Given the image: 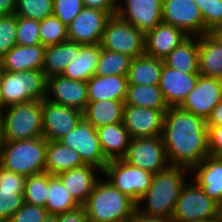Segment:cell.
Instances as JSON below:
<instances>
[{"mask_svg": "<svg viewBox=\"0 0 222 222\" xmlns=\"http://www.w3.org/2000/svg\"><path fill=\"white\" fill-rule=\"evenodd\" d=\"M162 139L171 166L191 170L209 155L206 120L179 107L165 112Z\"/></svg>", "mask_w": 222, "mask_h": 222, "instance_id": "6da1fadb", "label": "cell"}, {"mask_svg": "<svg viewBox=\"0 0 222 222\" xmlns=\"http://www.w3.org/2000/svg\"><path fill=\"white\" fill-rule=\"evenodd\" d=\"M189 171L169 165L154 174L148 191L137 202V212L148 217L171 218Z\"/></svg>", "mask_w": 222, "mask_h": 222, "instance_id": "7a4b0ae2", "label": "cell"}, {"mask_svg": "<svg viewBox=\"0 0 222 222\" xmlns=\"http://www.w3.org/2000/svg\"><path fill=\"white\" fill-rule=\"evenodd\" d=\"M82 207L89 222H130L137 211L133 199L101 178Z\"/></svg>", "mask_w": 222, "mask_h": 222, "instance_id": "3957f363", "label": "cell"}, {"mask_svg": "<svg viewBox=\"0 0 222 222\" xmlns=\"http://www.w3.org/2000/svg\"><path fill=\"white\" fill-rule=\"evenodd\" d=\"M47 139L43 136L20 141H4L0 166L25 177L45 172Z\"/></svg>", "mask_w": 222, "mask_h": 222, "instance_id": "277c9868", "label": "cell"}, {"mask_svg": "<svg viewBox=\"0 0 222 222\" xmlns=\"http://www.w3.org/2000/svg\"><path fill=\"white\" fill-rule=\"evenodd\" d=\"M43 100L8 106L1 115L4 141H20L43 136Z\"/></svg>", "mask_w": 222, "mask_h": 222, "instance_id": "5b68a950", "label": "cell"}, {"mask_svg": "<svg viewBox=\"0 0 222 222\" xmlns=\"http://www.w3.org/2000/svg\"><path fill=\"white\" fill-rule=\"evenodd\" d=\"M0 88L7 107L43 100L47 95V77L42 70L19 72L0 70Z\"/></svg>", "mask_w": 222, "mask_h": 222, "instance_id": "8992f818", "label": "cell"}, {"mask_svg": "<svg viewBox=\"0 0 222 222\" xmlns=\"http://www.w3.org/2000/svg\"><path fill=\"white\" fill-rule=\"evenodd\" d=\"M221 217V206L194 181H188L181 189L171 218L174 222H203Z\"/></svg>", "mask_w": 222, "mask_h": 222, "instance_id": "52a82bcc", "label": "cell"}, {"mask_svg": "<svg viewBox=\"0 0 222 222\" xmlns=\"http://www.w3.org/2000/svg\"><path fill=\"white\" fill-rule=\"evenodd\" d=\"M101 174L113 187L136 203L148 191L154 175L130 165L123 159L108 161Z\"/></svg>", "mask_w": 222, "mask_h": 222, "instance_id": "ba28073f", "label": "cell"}, {"mask_svg": "<svg viewBox=\"0 0 222 222\" xmlns=\"http://www.w3.org/2000/svg\"><path fill=\"white\" fill-rule=\"evenodd\" d=\"M101 48L128 55L145 54V34L118 15L111 16L103 33Z\"/></svg>", "mask_w": 222, "mask_h": 222, "instance_id": "9c48e42d", "label": "cell"}, {"mask_svg": "<svg viewBox=\"0 0 222 222\" xmlns=\"http://www.w3.org/2000/svg\"><path fill=\"white\" fill-rule=\"evenodd\" d=\"M122 159L153 174L169 166L162 136L131 138L126 155Z\"/></svg>", "mask_w": 222, "mask_h": 222, "instance_id": "30bf717a", "label": "cell"}, {"mask_svg": "<svg viewBox=\"0 0 222 222\" xmlns=\"http://www.w3.org/2000/svg\"><path fill=\"white\" fill-rule=\"evenodd\" d=\"M59 142L79 153L84 164L95 166L101 172L108 163V160L103 155L96 129L84 117Z\"/></svg>", "mask_w": 222, "mask_h": 222, "instance_id": "8fae6325", "label": "cell"}, {"mask_svg": "<svg viewBox=\"0 0 222 222\" xmlns=\"http://www.w3.org/2000/svg\"><path fill=\"white\" fill-rule=\"evenodd\" d=\"M162 22L181 29L188 36L205 34L204 20L194 0H162Z\"/></svg>", "mask_w": 222, "mask_h": 222, "instance_id": "7c38bea8", "label": "cell"}, {"mask_svg": "<svg viewBox=\"0 0 222 222\" xmlns=\"http://www.w3.org/2000/svg\"><path fill=\"white\" fill-rule=\"evenodd\" d=\"M222 100V80L199 75L195 87L178 106L207 120Z\"/></svg>", "mask_w": 222, "mask_h": 222, "instance_id": "4fadbf2b", "label": "cell"}, {"mask_svg": "<svg viewBox=\"0 0 222 222\" xmlns=\"http://www.w3.org/2000/svg\"><path fill=\"white\" fill-rule=\"evenodd\" d=\"M83 118V112L75 108L43 99V137L48 141H59L69 134Z\"/></svg>", "mask_w": 222, "mask_h": 222, "instance_id": "5bb4252c", "label": "cell"}, {"mask_svg": "<svg viewBox=\"0 0 222 222\" xmlns=\"http://www.w3.org/2000/svg\"><path fill=\"white\" fill-rule=\"evenodd\" d=\"M167 110L124 105V127L131 138L162 136L164 116Z\"/></svg>", "mask_w": 222, "mask_h": 222, "instance_id": "9a60e30c", "label": "cell"}, {"mask_svg": "<svg viewBox=\"0 0 222 222\" xmlns=\"http://www.w3.org/2000/svg\"><path fill=\"white\" fill-rule=\"evenodd\" d=\"M116 15L146 34L162 22V0H117Z\"/></svg>", "mask_w": 222, "mask_h": 222, "instance_id": "2e32d148", "label": "cell"}, {"mask_svg": "<svg viewBox=\"0 0 222 222\" xmlns=\"http://www.w3.org/2000/svg\"><path fill=\"white\" fill-rule=\"evenodd\" d=\"M110 17L102 10L84 7L67 25L68 39L79 44H100Z\"/></svg>", "mask_w": 222, "mask_h": 222, "instance_id": "e0dca14e", "label": "cell"}, {"mask_svg": "<svg viewBox=\"0 0 222 222\" xmlns=\"http://www.w3.org/2000/svg\"><path fill=\"white\" fill-rule=\"evenodd\" d=\"M46 99L84 112L88 104L87 84L62 75H52L47 78Z\"/></svg>", "mask_w": 222, "mask_h": 222, "instance_id": "ac0fdd59", "label": "cell"}, {"mask_svg": "<svg viewBox=\"0 0 222 222\" xmlns=\"http://www.w3.org/2000/svg\"><path fill=\"white\" fill-rule=\"evenodd\" d=\"M199 75V73H184L163 63L159 88L169 107H178L183 102L195 87Z\"/></svg>", "mask_w": 222, "mask_h": 222, "instance_id": "d6986e66", "label": "cell"}, {"mask_svg": "<svg viewBox=\"0 0 222 222\" xmlns=\"http://www.w3.org/2000/svg\"><path fill=\"white\" fill-rule=\"evenodd\" d=\"M190 175L209 198L222 206V156L207 155Z\"/></svg>", "mask_w": 222, "mask_h": 222, "instance_id": "ffe728a7", "label": "cell"}, {"mask_svg": "<svg viewBox=\"0 0 222 222\" xmlns=\"http://www.w3.org/2000/svg\"><path fill=\"white\" fill-rule=\"evenodd\" d=\"M25 179L0 166V222H8L24 203Z\"/></svg>", "mask_w": 222, "mask_h": 222, "instance_id": "44dd1931", "label": "cell"}, {"mask_svg": "<svg viewBox=\"0 0 222 222\" xmlns=\"http://www.w3.org/2000/svg\"><path fill=\"white\" fill-rule=\"evenodd\" d=\"M99 171L101 170L95 166L84 164L61 172L56 176L61 180L74 200L82 207L93 191L95 183L101 178L97 177L101 173Z\"/></svg>", "mask_w": 222, "mask_h": 222, "instance_id": "7402d4cb", "label": "cell"}, {"mask_svg": "<svg viewBox=\"0 0 222 222\" xmlns=\"http://www.w3.org/2000/svg\"><path fill=\"white\" fill-rule=\"evenodd\" d=\"M187 37L181 29L161 22L145 34V54L163 60Z\"/></svg>", "mask_w": 222, "mask_h": 222, "instance_id": "603a6c76", "label": "cell"}, {"mask_svg": "<svg viewBox=\"0 0 222 222\" xmlns=\"http://www.w3.org/2000/svg\"><path fill=\"white\" fill-rule=\"evenodd\" d=\"M45 46L15 45L0 59V70L19 72L42 70Z\"/></svg>", "mask_w": 222, "mask_h": 222, "instance_id": "cb8c5ba5", "label": "cell"}, {"mask_svg": "<svg viewBox=\"0 0 222 222\" xmlns=\"http://www.w3.org/2000/svg\"><path fill=\"white\" fill-rule=\"evenodd\" d=\"M104 157L110 161L122 159L130 145L131 136L123 122L96 128Z\"/></svg>", "mask_w": 222, "mask_h": 222, "instance_id": "d4e9b609", "label": "cell"}, {"mask_svg": "<svg viewBox=\"0 0 222 222\" xmlns=\"http://www.w3.org/2000/svg\"><path fill=\"white\" fill-rule=\"evenodd\" d=\"M88 101L125 100L128 81L126 76L94 75L87 82Z\"/></svg>", "mask_w": 222, "mask_h": 222, "instance_id": "484cf974", "label": "cell"}, {"mask_svg": "<svg viewBox=\"0 0 222 222\" xmlns=\"http://www.w3.org/2000/svg\"><path fill=\"white\" fill-rule=\"evenodd\" d=\"M84 44L67 40L53 46L45 47L42 71L48 78L52 75H61L64 69L80 54Z\"/></svg>", "mask_w": 222, "mask_h": 222, "instance_id": "4316f807", "label": "cell"}, {"mask_svg": "<svg viewBox=\"0 0 222 222\" xmlns=\"http://www.w3.org/2000/svg\"><path fill=\"white\" fill-rule=\"evenodd\" d=\"M198 50L199 37L188 36L163 59V63L184 73H199Z\"/></svg>", "mask_w": 222, "mask_h": 222, "instance_id": "83f0119b", "label": "cell"}, {"mask_svg": "<svg viewBox=\"0 0 222 222\" xmlns=\"http://www.w3.org/2000/svg\"><path fill=\"white\" fill-rule=\"evenodd\" d=\"M198 70L202 76L222 80V46L208 33L199 36Z\"/></svg>", "mask_w": 222, "mask_h": 222, "instance_id": "f1b7e54d", "label": "cell"}, {"mask_svg": "<svg viewBox=\"0 0 222 222\" xmlns=\"http://www.w3.org/2000/svg\"><path fill=\"white\" fill-rule=\"evenodd\" d=\"M125 100L88 101L83 117L99 128L108 124L123 122Z\"/></svg>", "mask_w": 222, "mask_h": 222, "instance_id": "f546056e", "label": "cell"}, {"mask_svg": "<svg viewBox=\"0 0 222 222\" xmlns=\"http://www.w3.org/2000/svg\"><path fill=\"white\" fill-rule=\"evenodd\" d=\"M100 50V44H84L80 48L79 56L64 69L61 75L69 79L87 82L95 75Z\"/></svg>", "mask_w": 222, "mask_h": 222, "instance_id": "4dcf8cb0", "label": "cell"}, {"mask_svg": "<svg viewBox=\"0 0 222 222\" xmlns=\"http://www.w3.org/2000/svg\"><path fill=\"white\" fill-rule=\"evenodd\" d=\"M163 60L147 54L137 56L131 60L126 78L132 85H159Z\"/></svg>", "mask_w": 222, "mask_h": 222, "instance_id": "1f68e13d", "label": "cell"}, {"mask_svg": "<svg viewBox=\"0 0 222 222\" xmlns=\"http://www.w3.org/2000/svg\"><path fill=\"white\" fill-rule=\"evenodd\" d=\"M82 165L84 163L75 150L62 145L59 141L47 140L45 172L57 175Z\"/></svg>", "mask_w": 222, "mask_h": 222, "instance_id": "d6a6232c", "label": "cell"}, {"mask_svg": "<svg viewBox=\"0 0 222 222\" xmlns=\"http://www.w3.org/2000/svg\"><path fill=\"white\" fill-rule=\"evenodd\" d=\"M47 196L46 209L48 215L57 216L73 212L81 207L66 190L61 180L56 175L49 173Z\"/></svg>", "mask_w": 222, "mask_h": 222, "instance_id": "836d02e7", "label": "cell"}, {"mask_svg": "<svg viewBox=\"0 0 222 222\" xmlns=\"http://www.w3.org/2000/svg\"><path fill=\"white\" fill-rule=\"evenodd\" d=\"M125 105L169 109L159 85L128 84Z\"/></svg>", "mask_w": 222, "mask_h": 222, "instance_id": "e575fe53", "label": "cell"}, {"mask_svg": "<svg viewBox=\"0 0 222 222\" xmlns=\"http://www.w3.org/2000/svg\"><path fill=\"white\" fill-rule=\"evenodd\" d=\"M131 60L128 55L101 48L95 75L126 76Z\"/></svg>", "mask_w": 222, "mask_h": 222, "instance_id": "d590c367", "label": "cell"}, {"mask_svg": "<svg viewBox=\"0 0 222 222\" xmlns=\"http://www.w3.org/2000/svg\"><path fill=\"white\" fill-rule=\"evenodd\" d=\"M48 192V173L42 172L26 177L24 185V202L46 208Z\"/></svg>", "mask_w": 222, "mask_h": 222, "instance_id": "8d00e7d4", "label": "cell"}, {"mask_svg": "<svg viewBox=\"0 0 222 222\" xmlns=\"http://www.w3.org/2000/svg\"><path fill=\"white\" fill-rule=\"evenodd\" d=\"M39 26L40 41L45 47L69 40L67 26L54 15L39 21Z\"/></svg>", "mask_w": 222, "mask_h": 222, "instance_id": "74e56055", "label": "cell"}, {"mask_svg": "<svg viewBox=\"0 0 222 222\" xmlns=\"http://www.w3.org/2000/svg\"><path fill=\"white\" fill-rule=\"evenodd\" d=\"M14 14L17 17L42 21L53 15V0H16Z\"/></svg>", "mask_w": 222, "mask_h": 222, "instance_id": "f35d334b", "label": "cell"}, {"mask_svg": "<svg viewBox=\"0 0 222 222\" xmlns=\"http://www.w3.org/2000/svg\"><path fill=\"white\" fill-rule=\"evenodd\" d=\"M17 37V16H0V59L15 45Z\"/></svg>", "mask_w": 222, "mask_h": 222, "instance_id": "ab89813d", "label": "cell"}, {"mask_svg": "<svg viewBox=\"0 0 222 222\" xmlns=\"http://www.w3.org/2000/svg\"><path fill=\"white\" fill-rule=\"evenodd\" d=\"M39 21L17 17V45L35 46L41 44Z\"/></svg>", "mask_w": 222, "mask_h": 222, "instance_id": "60d3db41", "label": "cell"}, {"mask_svg": "<svg viewBox=\"0 0 222 222\" xmlns=\"http://www.w3.org/2000/svg\"><path fill=\"white\" fill-rule=\"evenodd\" d=\"M204 20L205 34L222 25V0H194Z\"/></svg>", "mask_w": 222, "mask_h": 222, "instance_id": "b9f144b4", "label": "cell"}, {"mask_svg": "<svg viewBox=\"0 0 222 222\" xmlns=\"http://www.w3.org/2000/svg\"><path fill=\"white\" fill-rule=\"evenodd\" d=\"M82 0H53V15L66 26L83 10Z\"/></svg>", "mask_w": 222, "mask_h": 222, "instance_id": "7bdbcfd3", "label": "cell"}, {"mask_svg": "<svg viewBox=\"0 0 222 222\" xmlns=\"http://www.w3.org/2000/svg\"><path fill=\"white\" fill-rule=\"evenodd\" d=\"M47 216L46 208L24 202L8 222H43Z\"/></svg>", "mask_w": 222, "mask_h": 222, "instance_id": "ee69618b", "label": "cell"}, {"mask_svg": "<svg viewBox=\"0 0 222 222\" xmlns=\"http://www.w3.org/2000/svg\"><path fill=\"white\" fill-rule=\"evenodd\" d=\"M209 155L222 156V125H207Z\"/></svg>", "mask_w": 222, "mask_h": 222, "instance_id": "f6af8a7d", "label": "cell"}, {"mask_svg": "<svg viewBox=\"0 0 222 222\" xmlns=\"http://www.w3.org/2000/svg\"><path fill=\"white\" fill-rule=\"evenodd\" d=\"M86 8L99 9L107 12L110 16L116 15L117 0H82Z\"/></svg>", "mask_w": 222, "mask_h": 222, "instance_id": "bcb514c9", "label": "cell"}, {"mask_svg": "<svg viewBox=\"0 0 222 222\" xmlns=\"http://www.w3.org/2000/svg\"><path fill=\"white\" fill-rule=\"evenodd\" d=\"M58 222H89L86 211L83 207L79 209L58 215Z\"/></svg>", "mask_w": 222, "mask_h": 222, "instance_id": "7dc6e473", "label": "cell"}, {"mask_svg": "<svg viewBox=\"0 0 222 222\" xmlns=\"http://www.w3.org/2000/svg\"><path fill=\"white\" fill-rule=\"evenodd\" d=\"M206 123L207 125H222V100L214 107Z\"/></svg>", "mask_w": 222, "mask_h": 222, "instance_id": "c3c4849f", "label": "cell"}, {"mask_svg": "<svg viewBox=\"0 0 222 222\" xmlns=\"http://www.w3.org/2000/svg\"><path fill=\"white\" fill-rule=\"evenodd\" d=\"M130 222H174L172 218L148 217L136 211Z\"/></svg>", "mask_w": 222, "mask_h": 222, "instance_id": "681fc988", "label": "cell"}, {"mask_svg": "<svg viewBox=\"0 0 222 222\" xmlns=\"http://www.w3.org/2000/svg\"><path fill=\"white\" fill-rule=\"evenodd\" d=\"M16 0H0V16L14 14Z\"/></svg>", "mask_w": 222, "mask_h": 222, "instance_id": "f907efd6", "label": "cell"}, {"mask_svg": "<svg viewBox=\"0 0 222 222\" xmlns=\"http://www.w3.org/2000/svg\"><path fill=\"white\" fill-rule=\"evenodd\" d=\"M208 34L222 46V25L213 27Z\"/></svg>", "mask_w": 222, "mask_h": 222, "instance_id": "816d5d0a", "label": "cell"}, {"mask_svg": "<svg viewBox=\"0 0 222 222\" xmlns=\"http://www.w3.org/2000/svg\"><path fill=\"white\" fill-rule=\"evenodd\" d=\"M3 144H4L3 123H2V118L0 116V151L2 150Z\"/></svg>", "mask_w": 222, "mask_h": 222, "instance_id": "f5cc1de1", "label": "cell"}, {"mask_svg": "<svg viewBox=\"0 0 222 222\" xmlns=\"http://www.w3.org/2000/svg\"><path fill=\"white\" fill-rule=\"evenodd\" d=\"M7 108L3 96H2V92H1V88H0V116L3 114L4 110Z\"/></svg>", "mask_w": 222, "mask_h": 222, "instance_id": "db71d44e", "label": "cell"}, {"mask_svg": "<svg viewBox=\"0 0 222 222\" xmlns=\"http://www.w3.org/2000/svg\"><path fill=\"white\" fill-rule=\"evenodd\" d=\"M43 222H58V215H48Z\"/></svg>", "mask_w": 222, "mask_h": 222, "instance_id": "11a10c76", "label": "cell"}, {"mask_svg": "<svg viewBox=\"0 0 222 222\" xmlns=\"http://www.w3.org/2000/svg\"><path fill=\"white\" fill-rule=\"evenodd\" d=\"M203 222H222V217H221V218L214 219V220L203 221Z\"/></svg>", "mask_w": 222, "mask_h": 222, "instance_id": "9f6ffc18", "label": "cell"}]
</instances>
